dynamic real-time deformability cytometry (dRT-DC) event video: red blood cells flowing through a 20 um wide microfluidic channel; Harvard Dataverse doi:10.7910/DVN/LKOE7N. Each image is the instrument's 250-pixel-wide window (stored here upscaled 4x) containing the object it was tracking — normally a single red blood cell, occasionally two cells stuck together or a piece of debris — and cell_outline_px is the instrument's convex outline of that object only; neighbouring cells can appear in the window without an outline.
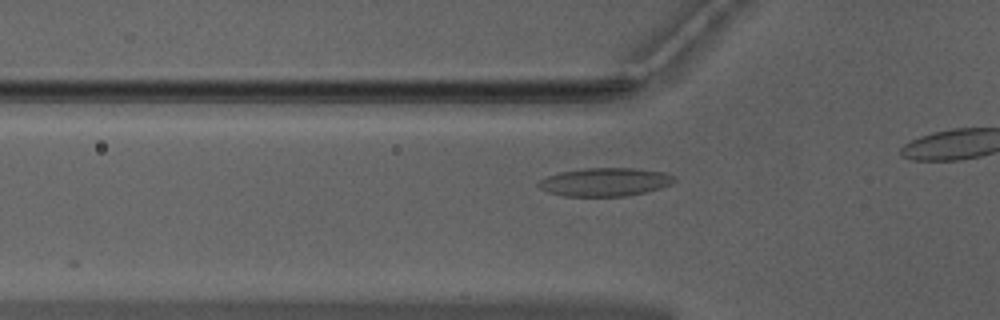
{"species": "Egyptian fruit bat (a non-hibernating species)", "species_latin": "Rousettus aegyptiacus", "temperature_condition": "warm", "stored_images_in_passage": 16, "camera_frame_rate_fps": 3000, "um_per_image_px": 0.085, "animal": {"sex": "male"}, "frame": {"image": 1, "passage_image": 7, "time_ms": 2.0, "image_size_px": [1000, 320], "cell_outline_px": [[676, 180], [672, 184], [660, 188], [644, 192], [624, 196], [564, 196], [548, 192], [540, 188], [536, 184], [540, 180], [548, 176], [560, 172], [588, 168], [632, 168], [664, 172], [676, 176]], "centroid_in_image_um": [51.44, 15.47], "position_along_channel_um": 74.4, "area_um2": 22.31}}
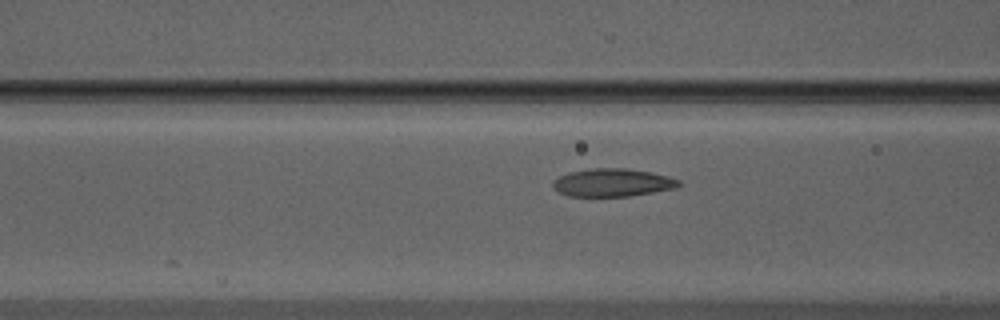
{"frame": {"image": 2, "passage_image": 10, "time_ms": 3.0, "image_size_px": [1000, 320], "cell_outline_px": [[680, 184], [676, 188], [628, 196], [568, 196], [560, 192], [552, 184], [552, 180], [568, 172], [592, 168], [628, 168], [668, 176], [680, 180]], "centroid_in_image_um": [52.05, 15.51], "position_along_channel_um": 114.5, "area_um2": 20.35}}
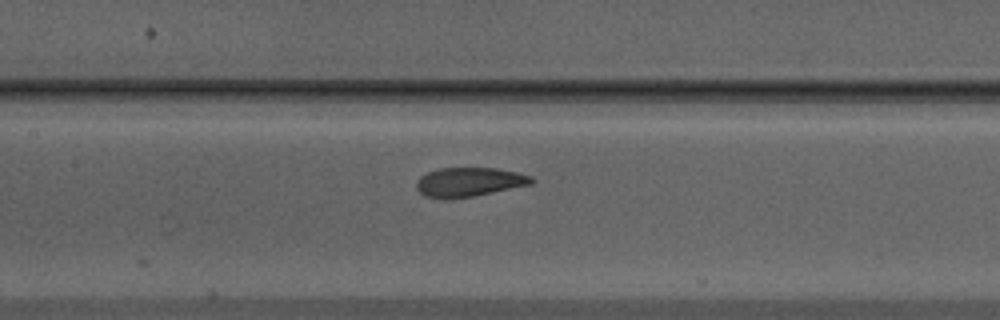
{"frame": {"image": 3, "passage_image": 14, "time_ms": 4.333, "image_size_px": [1000, 320], "cell_outline_px": [[536, 180], [532, 184], [472, 196], [424, 196], [416, 188], [416, 180], [420, 176], [428, 172], [440, 168], [496, 168], [516, 172], [532, 176]], "centroid_in_image_um": [39.91, 15.43], "position_along_channel_um": 167.5, "area_um2": 18.96}}